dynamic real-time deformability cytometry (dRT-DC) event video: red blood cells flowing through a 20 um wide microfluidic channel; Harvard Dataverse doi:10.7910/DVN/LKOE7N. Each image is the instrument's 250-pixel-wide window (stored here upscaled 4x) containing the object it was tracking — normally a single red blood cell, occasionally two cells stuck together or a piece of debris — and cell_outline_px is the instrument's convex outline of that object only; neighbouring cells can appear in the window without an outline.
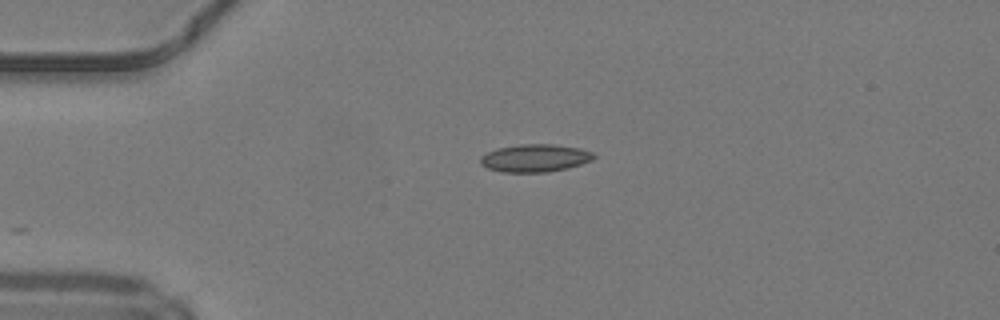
{"species": "common noctule bat (a hibernating species)", "species_latin": "Nyctalus noctula", "temperature_condition": "warm", "stored_images_in_passage": 27, "camera_frame_rate_fps": 3000, "um_per_image_px": 0.085, "animal": {"sex": "male", "body_mass_g": 19.2, "forearm_length_mm": 51.8}, "frame": {"image": 1, "passage_image": 1, "time_ms": 0.0, "image_size_px": [1000, 320], "cell_outline_px": [[596, 156], [592, 160], [568, 168], [548, 172], [500, 172], [488, 168], [480, 164], [480, 156], [496, 148], [520, 144], [552, 144], [580, 148], [592, 152]], "centroid_in_image_um": [45.46, 13.43], "position_along_channel_um": 39.5, "area_um2": 18.38}}
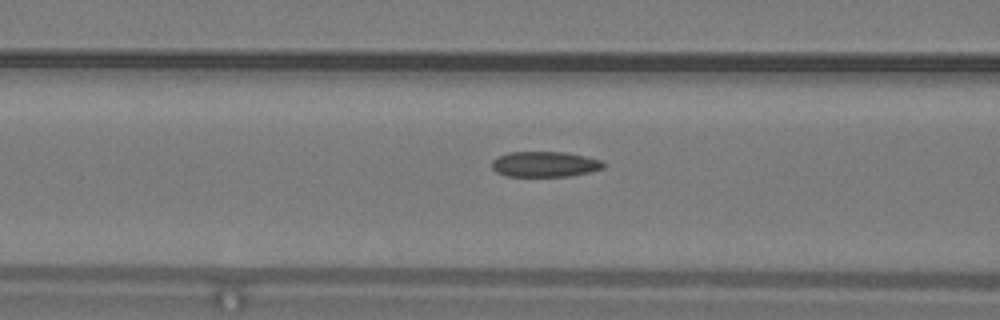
{"frame": {"image": 2, "passage_image": 9, "time_ms": 2.667, "image_size_px": [1000, 320], "cell_outline_px": [[608, 164], [604, 168], [592, 172], [572, 176], [504, 176], [496, 172], [492, 168], [492, 160], [508, 152], [564, 152], [584, 156], [600, 160]], "centroid_in_image_um": [46.34, 13.97], "position_along_channel_um": 120.3, "area_um2": 16.7}}
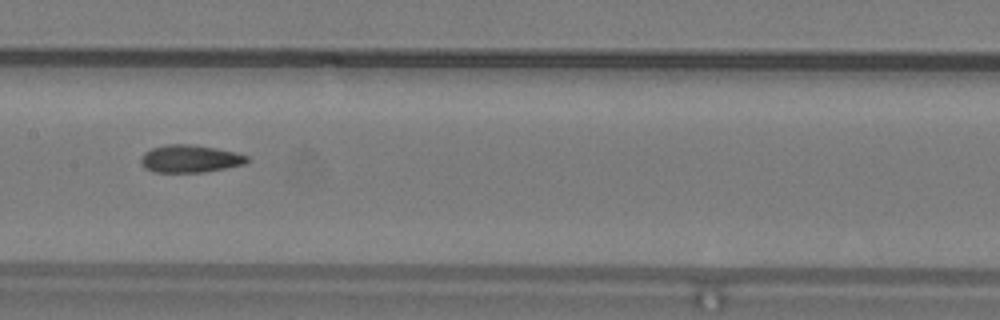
{"frame": {"image": 3, "passage_image": 14, "time_ms": 4.333, "image_size_px": [1000, 320], "cell_outline_px": [[248, 160], [244, 164], [204, 172], [152, 172], [144, 168], [140, 160], [144, 152], [152, 148], [168, 144], [188, 144], [216, 148], [236, 152], [248, 156]], "centroid_in_image_um": [16.12, 13.49], "position_along_channel_um": 191.3, "area_um2": 16.99}, "authors_computed_cell_mechanics": {"area_um2": 17.051, "velocity_mm_per_s": 4.2336, "shape_relaxation_time_tau1_ms": null, "shape_relaxation_time_tau2_ms": 2.7908, "deformation_change_tau1": null, "deformation_change_tau2": 0.0998}}